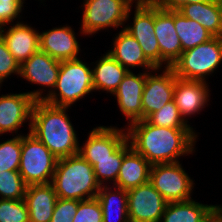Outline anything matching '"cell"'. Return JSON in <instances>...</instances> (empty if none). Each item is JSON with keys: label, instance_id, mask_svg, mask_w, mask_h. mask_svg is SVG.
Masks as SVG:
<instances>
[{"label": "cell", "instance_id": "obj_1", "mask_svg": "<svg viewBox=\"0 0 222 222\" xmlns=\"http://www.w3.org/2000/svg\"><path fill=\"white\" fill-rule=\"evenodd\" d=\"M125 129L131 148L151 165L179 162L181 156L195 152L198 136L192 128L154 126L143 119Z\"/></svg>", "mask_w": 222, "mask_h": 222}, {"label": "cell", "instance_id": "obj_2", "mask_svg": "<svg viewBox=\"0 0 222 222\" xmlns=\"http://www.w3.org/2000/svg\"><path fill=\"white\" fill-rule=\"evenodd\" d=\"M69 107L35 101L30 132L57 158L78 154L80 143L70 121ZM67 110V111H66Z\"/></svg>", "mask_w": 222, "mask_h": 222}, {"label": "cell", "instance_id": "obj_3", "mask_svg": "<svg viewBox=\"0 0 222 222\" xmlns=\"http://www.w3.org/2000/svg\"><path fill=\"white\" fill-rule=\"evenodd\" d=\"M51 184L57 198L79 201L96 198L101 187L93 166L79 154L57 160Z\"/></svg>", "mask_w": 222, "mask_h": 222}, {"label": "cell", "instance_id": "obj_4", "mask_svg": "<svg viewBox=\"0 0 222 222\" xmlns=\"http://www.w3.org/2000/svg\"><path fill=\"white\" fill-rule=\"evenodd\" d=\"M94 92L93 70L80 58L63 60L53 90L48 89L43 101L57 107H70Z\"/></svg>", "mask_w": 222, "mask_h": 222}, {"label": "cell", "instance_id": "obj_5", "mask_svg": "<svg viewBox=\"0 0 222 222\" xmlns=\"http://www.w3.org/2000/svg\"><path fill=\"white\" fill-rule=\"evenodd\" d=\"M222 37L214 36L203 44L183 51L172 65L177 78L204 81L222 63Z\"/></svg>", "mask_w": 222, "mask_h": 222}, {"label": "cell", "instance_id": "obj_6", "mask_svg": "<svg viewBox=\"0 0 222 222\" xmlns=\"http://www.w3.org/2000/svg\"><path fill=\"white\" fill-rule=\"evenodd\" d=\"M133 3L135 0H84L80 33L92 35L110 27L124 28Z\"/></svg>", "mask_w": 222, "mask_h": 222}, {"label": "cell", "instance_id": "obj_7", "mask_svg": "<svg viewBox=\"0 0 222 222\" xmlns=\"http://www.w3.org/2000/svg\"><path fill=\"white\" fill-rule=\"evenodd\" d=\"M57 158L30 131L22 135L18 172L27 185L51 183Z\"/></svg>", "mask_w": 222, "mask_h": 222}, {"label": "cell", "instance_id": "obj_8", "mask_svg": "<svg viewBox=\"0 0 222 222\" xmlns=\"http://www.w3.org/2000/svg\"><path fill=\"white\" fill-rule=\"evenodd\" d=\"M149 182L167 202L192 199L195 183L180 161L151 165Z\"/></svg>", "mask_w": 222, "mask_h": 222}, {"label": "cell", "instance_id": "obj_9", "mask_svg": "<svg viewBox=\"0 0 222 222\" xmlns=\"http://www.w3.org/2000/svg\"><path fill=\"white\" fill-rule=\"evenodd\" d=\"M43 90L0 96V135L17 133L28 120L31 130L32 109L35 101L44 99Z\"/></svg>", "mask_w": 222, "mask_h": 222}, {"label": "cell", "instance_id": "obj_10", "mask_svg": "<svg viewBox=\"0 0 222 222\" xmlns=\"http://www.w3.org/2000/svg\"><path fill=\"white\" fill-rule=\"evenodd\" d=\"M133 23L124 29L139 43L146 58L160 68V48L154 32V4L151 1H136Z\"/></svg>", "mask_w": 222, "mask_h": 222}, {"label": "cell", "instance_id": "obj_11", "mask_svg": "<svg viewBox=\"0 0 222 222\" xmlns=\"http://www.w3.org/2000/svg\"><path fill=\"white\" fill-rule=\"evenodd\" d=\"M129 222H160L167 201L150 182L127 191Z\"/></svg>", "mask_w": 222, "mask_h": 222}, {"label": "cell", "instance_id": "obj_12", "mask_svg": "<svg viewBox=\"0 0 222 222\" xmlns=\"http://www.w3.org/2000/svg\"><path fill=\"white\" fill-rule=\"evenodd\" d=\"M161 74L153 75L146 71V81L141 98L142 120L153 112L160 110L166 103L173 100L175 79L177 76L171 67L161 70Z\"/></svg>", "mask_w": 222, "mask_h": 222}, {"label": "cell", "instance_id": "obj_13", "mask_svg": "<svg viewBox=\"0 0 222 222\" xmlns=\"http://www.w3.org/2000/svg\"><path fill=\"white\" fill-rule=\"evenodd\" d=\"M126 140V129L100 125L90 131L86 142L79 146L78 154L93 166L94 159L110 157Z\"/></svg>", "mask_w": 222, "mask_h": 222}, {"label": "cell", "instance_id": "obj_14", "mask_svg": "<svg viewBox=\"0 0 222 222\" xmlns=\"http://www.w3.org/2000/svg\"><path fill=\"white\" fill-rule=\"evenodd\" d=\"M154 32L160 48V68L172 67L182 53V45L174 26V11L154 5Z\"/></svg>", "mask_w": 222, "mask_h": 222}, {"label": "cell", "instance_id": "obj_15", "mask_svg": "<svg viewBox=\"0 0 222 222\" xmlns=\"http://www.w3.org/2000/svg\"><path fill=\"white\" fill-rule=\"evenodd\" d=\"M134 74L128 71L119 87L112 94L117 100V105L127 120L128 125L142 120V94L146 81V71Z\"/></svg>", "mask_w": 222, "mask_h": 222}, {"label": "cell", "instance_id": "obj_16", "mask_svg": "<svg viewBox=\"0 0 222 222\" xmlns=\"http://www.w3.org/2000/svg\"><path fill=\"white\" fill-rule=\"evenodd\" d=\"M209 88L207 82L175 79L173 100L179 109L182 119L188 124L191 115L200 111L208 105ZM189 117V118H186Z\"/></svg>", "mask_w": 222, "mask_h": 222}, {"label": "cell", "instance_id": "obj_17", "mask_svg": "<svg viewBox=\"0 0 222 222\" xmlns=\"http://www.w3.org/2000/svg\"><path fill=\"white\" fill-rule=\"evenodd\" d=\"M39 50L59 61L78 59L80 44L68 25L39 33Z\"/></svg>", "mask_w": 222, "mask_h": 222}, {"label": "cell", "instance_id": "obj_18", "mask_svg": "<svg viewBox=\"0 0 222 222\" xmlns=\"http://www.w3.org/2000/svg\"><path fill=\"white\" fill-rule=\"evenodd\" d=\"M0 26V36L15 60L22 65L31 55L39 50V33L36 29L23 22ZM7 30H5V29Z\"/></svg>", "mask_w": 222, "mask_h": 222}, {"label": "cell", "instance_id": "obj_19", "mask_svg": "<svg viewBox=\"0 0 222 222\" xmlns=\"http://www.w3.org/2000/svg\"><path fill=\"white\" fill-rule=\"evenodd\" d=\"M61 61L52 58L46 52L38 50L20 65V77L31 84L54 89Z\"/></svg>", "mask_w": 222, "mask_h": 222}, {"label": "cell", "instance_id": "obj_20", "mask_svg": "<svg viewBox=\"0 0 222 222\" xmlns=\"http://www.w3.org/2000/svg\"><path fill=\"white\" fill-rule=\"evenodd\" d=\"M115 36L113 47L111 50H108V53L128 71H131L129 68L133 69L135 67H143L142 70H151L155 73L161 70V68H156L146 58L138 41L124 28Z\"/></svg>", "mask_w": 222, "mask_h": 222}, {"label": "cell", "instance_id": "obj_21", "mask_svg": "<svg viewBox=\"0 0 222 222\" xmlns=\"http://www.w3.org/2000/svg\"><path fill=\"white\" fill-rule=\"evenodd\" d=\"M24 200L29 211V222H50L57 202L51 183L27 185Z\"/></svg>", "mask_w": 222, "mask_h": 222}, {"label": "cell", "instance_id": "obj_22", "mask_svg": "<svg viewBox=\"0 0 222 222\" xmlns=\"http://www.w3.org/2000/svg\"><path fill=\"white\" fill-rule=\"evenodd\" d=\"M151 164L132 148L124 155L114 186L126 191L149 182Z\"/></svg>", "mask_w": 222, "mask_h": 222}, {"label": "cell", "instance_id": "obj_23", "mask_svg": "<svg viewBox=\"0 0 222 222\" xmlns=\"http://www.w3.org/2000/svg\"><path fill=\"white\" fill-rule=\"evenodd\" d=\"M178 11L201 24L213 36L222 37V0L185 4Z\"/></svg>", "mask_w": 222, "mask_h": 222}, {"label": "cell", "instance_id": "obj_24", "mask_svg": "<svg viewBox=\"0 0 222 222\" xmlns=\"http://www.w3.org/2000/svg\"><path fill=\"white\" fill-rule=\"evenodd\" d=\"M93 70V89L113 94L128 70L108 52L96 61Z\"/></svg>", "mask_w": 222, "mask_h": 222}, {"label": "cell", "instance_id": "obj_25", "mask_svg": "<svg viewBox=\"0 0 222 222\" xmlns=\"http://www.w3.org/2000/svg\"><path fill=\"white\" fill-rule=\"evenodd\" d=\"M113 188L108 184L101 186L96 197L102 209L103 222H129L127 191L114 185Z\"/></svg>", "mask_w": 222, "mask_h": 222}, {"label": "cell", "instance_id": "obj_26", "mask_svg": "<svg viewBox=\"0 0 222 222\" xmlns=\"http://www.w3.org/2000/svg\"><path fill=\"white\" fill-rule=\"evenodd\" d=\"M217 205H208L190 199L168 202L160 222H206Z\"/></svg>", "mask_w": 222, "mask_h": 222}, {"label": "cell", "instance_id": "obj_27", "mask_svg": "<svg viewBox=\"0 0 222 222\" xmlns=\"http://www.w3.org/2000/svg\"><path fill=\"white\" fill-rule=\"evenodd\" d=\"M174 26L182 45V52L203 44L214 36L201 24L187 19L181 12L174 11Z\"/></svg>", "mask_w": 222, "mask_h": 222}, {"label": "cell", "instance_id": "obj_28", "mask_svg": "<svg viewBox=\"0 0 222 222\" xmlns=\"http://www.w3.org/2000/svg\"><path fill=\"white\" fill-rule=\"evenodd\" d=\"M131 149V145L128 139L108 158L94 159V173L97 182L103 186L107 185L106 182L112 181L113 185L117 181V177L120 171V167L124 158V155Z\"/></svg>", "mask_w": 222, "mask_h": 222}, {"label": "cell", "instance_id": "obj_29", "mask_svg": "<svg viewBox=\"0 0 222 222\" xmlns=\"http://www.w3.org/2000/svg\"><path fill=\"white\" fill-rule=\"evenodd\" d=\"M21 150V134L0 143V172L19 170Z\"/></svg>", "mask_w": 222, "mask_h": 222}, {"label": "cell", "instance_id": "obj_30", "mask_svg": "<svg viewBox=\"0 0 222 222\" xmlns=\"http://www.w3.org/2000/svg\"><path fill=\"white\" fill-rule=\"evenodd\" d=\"M146 120L154 126L193 129L182 119L174 100L166 103L160 110L153 112Z\"/></svg>", "mask_w": 222, "mask_h": 222}, {"label": "cell", "instance_id": "obj_31", "mask_svg": "<svg viewBox=\"0 0 222 222\" xmlns=\"http://www.w3.org/2000/svg\"><path fill=\"white\" fill-rule=\"evenodd\" d=\"M26 189L27 184L18 171L0 172V199H24Z\"/></svg>", "mask_w": 222, "mask_h": 222}, {"label": "cell", "instance_id": "obj_32", "mask_svg": "<svg viewBox=\"0 0 222 222\" xmlns=\"http://www.w3.org/2000/svg\"><path fill=\"white\" fill-rule=\"evenodd\" d=\"M0 222H29L25 200L0 199Z\"/></svg>", "mask_w": 222, "mask_h": 222}, {"label": "cell", "instance_id": "obj_33", "mask_svg": "<svg viewBox=\"0 0 222 222\" xmlns=\"http://www.w3.org/2000/svg\"><path fill=\"white\" fill-rule=\"evenodd\" d=\"M73 222H103L102 209L98 199L81 200Z\"/></svg>", "mask_w": 222, "mask_h": 222}, {"label": "cell", "instance_id": "obj_34", "mask_svg": "<svg viewBox=\"0 0 222 222\" xmlns=\"http://www.w3.org/2000/svg\"><path fill=\"white\" fill-rule=\"evenodd\" d=\"M16 74L20 76V65L7 48L5 41L0 36V87L4 79Z\"/></svg>", "mask_w": 222, "mask_h": 222}, {"label": "cell", "instance_id": "obj_35", "mask_svg": "<svg viewBox=\"0 0 222 222\" xmlns=\"http://www.w3.org/2000/svg\"><path fill=\"white\" fill-rule=\"evenodd\" d=\"M79 202V200L74 199L57 198L50 222H73Z\"/></svg>", "mask_w": 222, "mask_h": 222}, {"label": "cell", "instance_id": "obj_36", "mask_svg": "<svg viewBox=\"0 0 222 222\" xmlns=\"http://www.w3.org/2000/svg\"><path fill=\"white\" fill-rule=\"evenodd\" d=\"M25 0H0V26H7L14 23V20L21 19L20 13L24 7Z\"/></svg>", "mask_w": 222, "mask_h": 222}, {"label": "cell", "instance_id": "obj_37", "mask_svg": "<svg viewBox=\"0 0 222 222\" xmlns=\"http://www.w3.org/2000/svg\"><path fill=\"white\" fill-rule=\"evenodd\" d=\"M155 6L168 11H178L185 4L208 2L210 0H150Z\"/></svg>", "mask_w": 222, "mask_h": 222}, {"label": "cell", "instance_id": "obj_38", "mask_svg": "<svg viewBox=\"0 0 222 222\" xmlns=\"http://www.w3.org/2000/svg\"><path fill=\"white\" fill-rule=\"evenodd\" d=\"M206 222H222V206L217 205L208 216Z\"/></svg>", "mask_w": 222, "mask_h": 222}]
</instances>
